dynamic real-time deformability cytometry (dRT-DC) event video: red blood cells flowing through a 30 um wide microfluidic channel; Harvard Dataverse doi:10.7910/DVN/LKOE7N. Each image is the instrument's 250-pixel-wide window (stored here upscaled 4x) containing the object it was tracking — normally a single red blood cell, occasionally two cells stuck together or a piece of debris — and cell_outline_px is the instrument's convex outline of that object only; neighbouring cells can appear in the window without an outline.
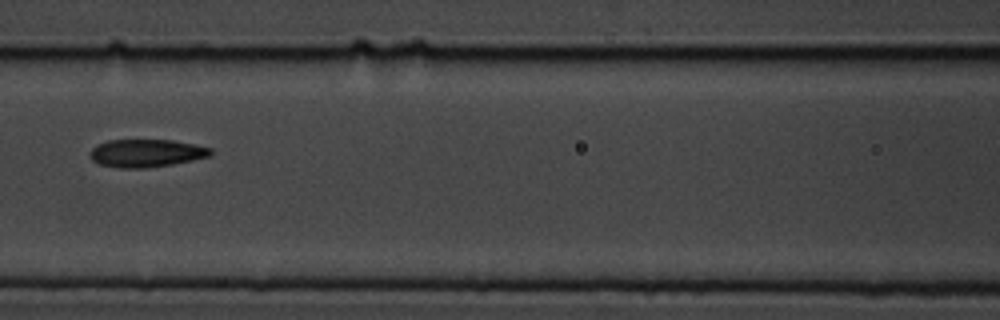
{"species": "common noctule bat (a hibernating species)", "species_latin": "Nyctalus noctula", "temperature_condition": "cold", "stored_images_in_passage": 10, "camera_frame_rate_fps": 3000, "um_per_image_px": 0.085, "animal": {"sex": "male", "body_mass_g": 19.5, "forearm_length_mm": 54.6}, "frame": {"image": 1, "passage_image": 7, "time_ms": 7.667, "image_size_px": [1000, 320], "cell_outline_px": [[212, 152], [208, 156], [192, 160], [172, 164], [144, 168], [120, 168], [100, 164], [92, 160], [88, 156], [92, 148], [96, 144], [108, 140], [172, 140], [196, 144], [212, 148]], "centroid_in_image_um": [12.4, 13.01], "position_along_channel_um": 154.2, "area_um2": 19.59}}
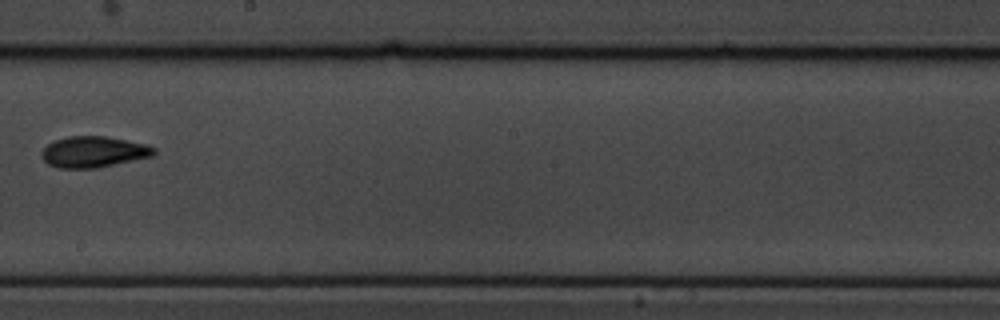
{"frame": {"image": 2, "passage_image": 9, "time_ms": 10.0, "image_size_px": [1000, 320], "cell_outline_px": [[156, 152], [152, 156], [96, 168], [56, 168], [48, 164], [40, 156], [40, 152], [48, 144], [56, 140], [68, 136], [104, 136], [128, 140], [148, 144], [156, 148]], "centroid_in_image_um": [7.95, 12.91], "position_along_channel_um": 240.3, "area_um2": 20.4}}
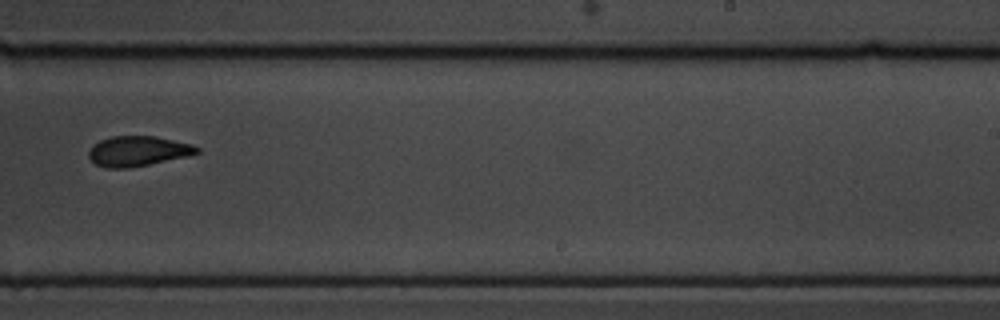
{"frame": {"image": 3, "passage_image": 10, "time_ms": 11.0, "image_size_px": [1000, 320], "cell_outline_px": [[200, 152], [188, 156], [128, 168], [104, 168], [96, 164], [88, 156], [88, 152], [92, 144], [100, 140], [112, 136], [156, 136], [192, 144], [200, 148]], "centroid_in_image_um": [11.71, 12.84], "position_along_channel_um": 277.3, "area_um2": 19.02}}